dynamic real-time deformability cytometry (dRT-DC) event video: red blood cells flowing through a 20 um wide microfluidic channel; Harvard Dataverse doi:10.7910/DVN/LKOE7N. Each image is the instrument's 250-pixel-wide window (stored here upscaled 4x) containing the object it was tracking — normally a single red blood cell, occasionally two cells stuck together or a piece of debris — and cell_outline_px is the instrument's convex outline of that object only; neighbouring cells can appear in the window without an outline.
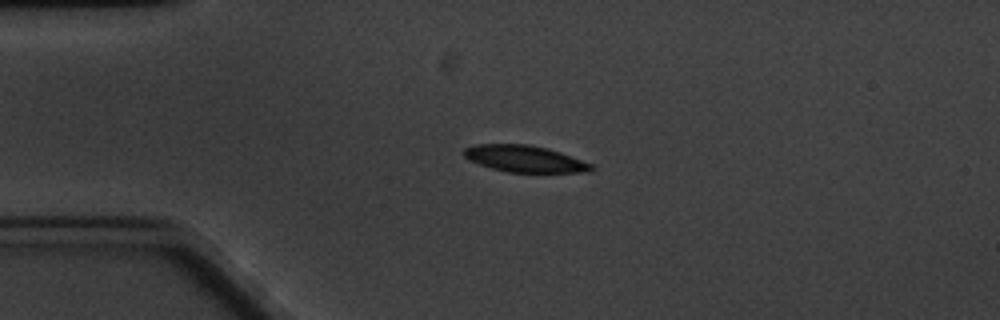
{"species": "common noctule bat (a hibernating species)", "species_latin": "Nyctalus noctula", "temperature_condition": "cold", "stored_images_in_passage": 4, "camera_frame_rate_fps": 3000, "um_per_image_px": 0.085, "animal": {"sex": "male", "body_mass_g": 20.1, "forearm_length_mm": 53.5}, "frame": {"image": 1, "passage_image": 3, "time_ms": 3.333, "image_size_px": [1000, 320], "cell_outline_px": [[596, 168], [588, 172], [508, 172], [492, 168], [468, 160], [464, 156], [464, 148], [476, 144], [528, 144], [548, 148], [560, 152], [592, 164]], "centroid_in_image_um": [44.6, 13.49], "position_along_channel_um": 40.4, "area_um2": 19.71}}